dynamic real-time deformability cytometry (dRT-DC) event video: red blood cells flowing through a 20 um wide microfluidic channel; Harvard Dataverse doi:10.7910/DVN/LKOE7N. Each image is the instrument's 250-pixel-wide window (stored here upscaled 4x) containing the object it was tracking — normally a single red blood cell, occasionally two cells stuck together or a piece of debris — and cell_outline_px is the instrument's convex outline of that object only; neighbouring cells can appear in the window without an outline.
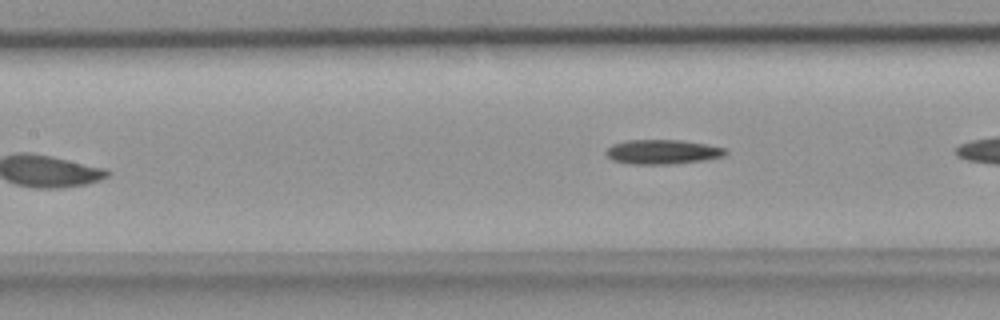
{"species": "common noctule bat (a hibernating species)", "species_latin": "Nyctalus noctula", "temperature_condition": "room temperature", "stored_images_in_passage": 10, "segment_of_instrument_passage": [1, 2], "camera_frame_rate_fps": 3000, "um_per_image_px": 0.085, "animal": {"sex": "female", "body_mass_g": 18.4}, "frame": {"image": 1, "passage_image": 5, "time_ms": 1.333, "image_size_px": [1000, 320], "cell_outline_px": [[728, 152], [724, 156], [704, 160], [668, 164], [628, 164], [612, 160], [604, 152], [612, 144], [628, 140], [680, 140], [708, 144], [724, 148]], "centroid_in_image_um": [56.3, 12.91], "position_along_channel_um": 151.1, "area_um2": 17.05}}
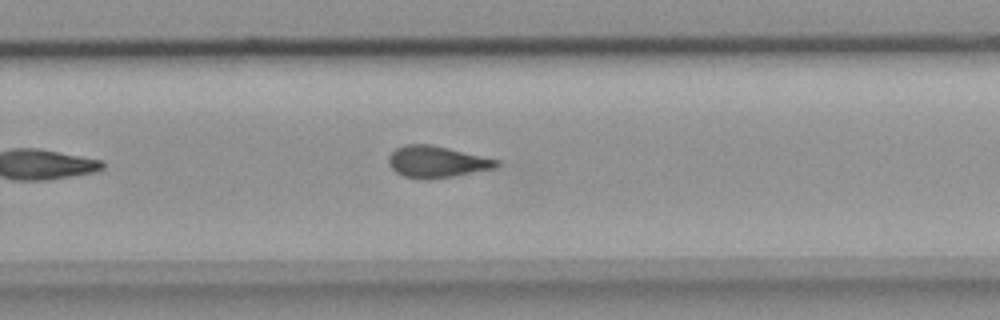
{"frame": {"image": 2, "passage_image": 9, "time_ms": 2.667, "image_size_px": [1000, 320], "cell_outline_px": [[500, 164], [496, 168], [452, 176], [428, 180], [420, 180], [404, 176], [396, 172], [388, 164], [388, 156], [396, 148], [404, 144], [432, 144], [500, 160]], "centroid_in_image_um": [37.11, 13.75], "position_along_channel_um": 292.7, "area_um2": 20.06}}